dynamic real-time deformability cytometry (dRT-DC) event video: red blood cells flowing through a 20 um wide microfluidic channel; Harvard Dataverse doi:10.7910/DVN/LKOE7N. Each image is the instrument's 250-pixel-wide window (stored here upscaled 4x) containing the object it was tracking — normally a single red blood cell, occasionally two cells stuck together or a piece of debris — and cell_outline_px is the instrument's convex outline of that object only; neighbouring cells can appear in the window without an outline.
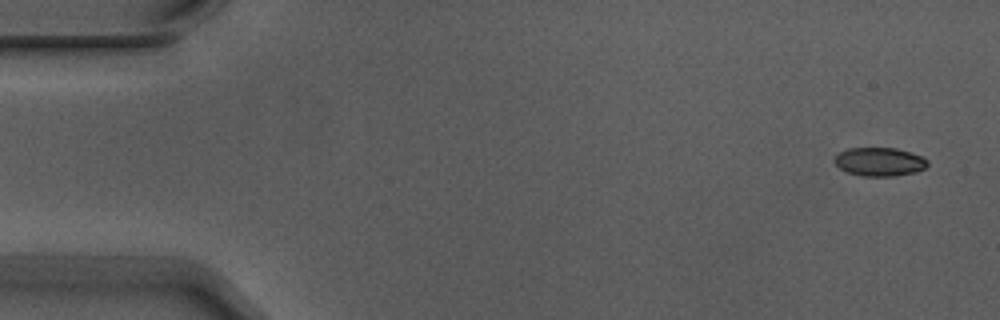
{"species": "Egyptian fruit bat (a non-hibernating species)", "species_latin": "Rousettus aegyptiacus", "temperature_condition": "warm", "stored_images_in_passage": 9, "camera_frame_rate_fps": 3000, "um_per_image_px": 0.085, "animal": {"sex": "male"}, "frame": {"image": 1, "passage_image": 1, "time_ms": 0.0, "image_size_px": [1000, 320], "cell_outline_px": [[928, 164], [924, 168], [916, 172], [892, 176], [860, 176], [848, 172], [840, 168], [832, 160], [840, 152], [848, 148], [896, 148], [912, 152], [924, 156], [928, 160]], "centroid_in_image_um": [74.78, 13.74], "position_along_channel_um": 10.2, "area_um2": 15.61}}
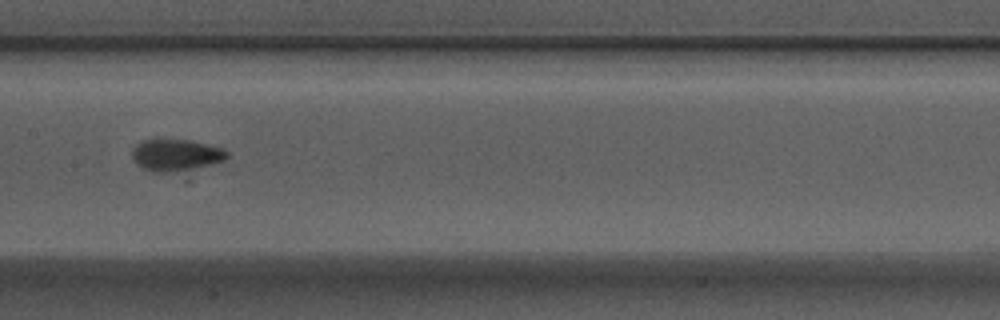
{"frame": {"image": 2, "passage_image": 7, "time_ms": 2.0, "image_size_px": [1000, 320], "cell_outline_px": [[228, 156], [224, 160], [192, 168], [172, 172], [152, 172], [136, 164], [132, 156], [132, 148], [136, 144], [144, 140], [156, 136], [188, 140], [224, 148], [228, 152]], "centroid_in_image_um": [14.88, 13.12], "position_along_channel_um": 192.5, "area_um2": 17.86}}
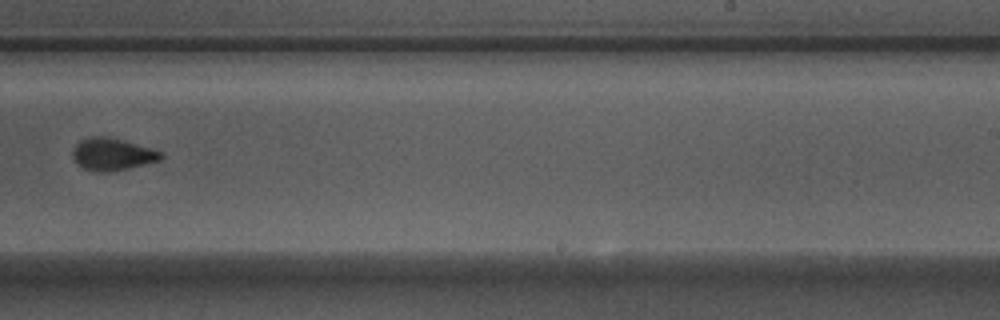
{"frame": {"image": 3, "passage_image": 9, "time_ms": 2.667, "image_size_px": [1000, 320], "cell_outline_px": [[164, 156], [160, 160], [112, 172], [96, 172], [84, 168], [72, 160], [72, 152], [76, 144], [80, 140], [96, 136], [104, 136], [120, 140], [148, 148], [160, 152]], "centroid_in_image_um": [9.48, 13.13], "position_along_channel_um": 279.5, "area_um2": 16.24}}